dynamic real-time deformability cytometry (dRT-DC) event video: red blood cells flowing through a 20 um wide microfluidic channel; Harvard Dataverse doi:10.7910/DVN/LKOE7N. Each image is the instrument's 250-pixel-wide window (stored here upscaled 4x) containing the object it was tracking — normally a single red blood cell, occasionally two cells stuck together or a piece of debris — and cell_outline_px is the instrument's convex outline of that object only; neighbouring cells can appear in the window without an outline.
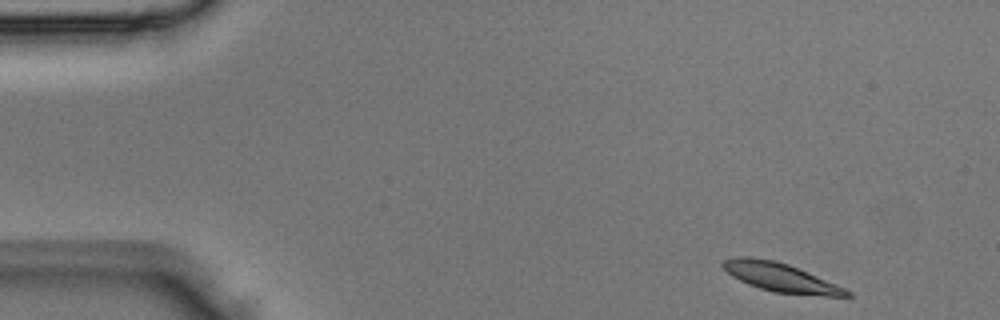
{"species": "Egyptian fruit bat (a non-hibernating species)", "species_latin": "Rousettus aegyptiacus", "temperature_condition": "room temperature", "stored_images_in_passage": 4, "camera_frame_rate_fps": 3000, "um_per_image_px": 0.085, "animal": {"sex": "male"}, "frame": {"image": 1, "passage_image": 4, "time_ms": 1.0, "image_size_px": [1000, 320], "cell_outline_px": [[852, 296], [828, 296], [772, 292], [748, 284], [732, 276], [720, 264], [724, 260], [736, 256], [748, 256], [776, 260], [788, 264], [836, 284], [852, 292]], "centroid_in_image_um": [66.33, 23.57], "position_along_channel_um": 18.7, "area_um2": 20.63}}